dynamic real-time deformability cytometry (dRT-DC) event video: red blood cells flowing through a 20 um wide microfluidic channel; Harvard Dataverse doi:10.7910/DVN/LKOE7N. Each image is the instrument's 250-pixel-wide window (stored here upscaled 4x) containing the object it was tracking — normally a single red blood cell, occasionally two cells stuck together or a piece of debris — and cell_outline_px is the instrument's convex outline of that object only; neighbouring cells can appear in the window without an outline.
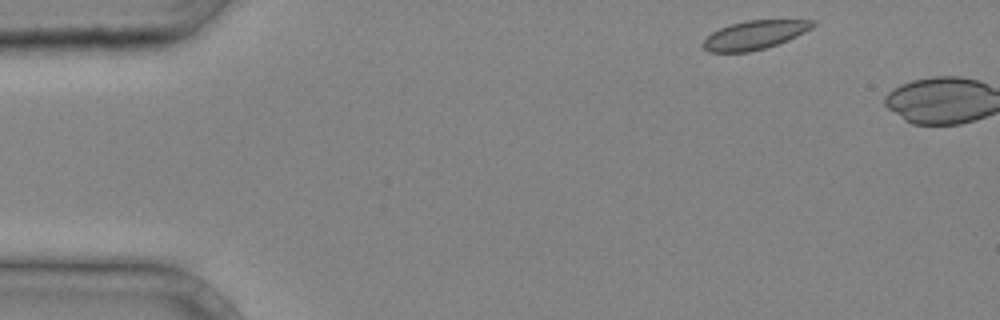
{"species": "common noctule bat (a hibernating species)", "species_latin": "Nyctalus noctula", "temperature_condition": "cold", "stored_images_in_passage": 2, "camera_frame_rate_fps": 3000, "um_per_image_px": 0.085, "animal": {"sex": "male", "body_mass_g": 20.4}, "frame": {"image": 1, "passage_image": 1, "time_ms": 0.0, "image_size_px": [1000, 320], "cell_outline_px": [[816, 24], [812, 28], [788, 40], [764, 48], [748, 52], [708, 52], [700, 44], [712, 32], [720, 28], [732, 24], [748, 20], [816, 20]], "centroid_in_image_um": [64.13, 2.97], "position_along_channel_um": 20.9, "area_um2": 18.21}}